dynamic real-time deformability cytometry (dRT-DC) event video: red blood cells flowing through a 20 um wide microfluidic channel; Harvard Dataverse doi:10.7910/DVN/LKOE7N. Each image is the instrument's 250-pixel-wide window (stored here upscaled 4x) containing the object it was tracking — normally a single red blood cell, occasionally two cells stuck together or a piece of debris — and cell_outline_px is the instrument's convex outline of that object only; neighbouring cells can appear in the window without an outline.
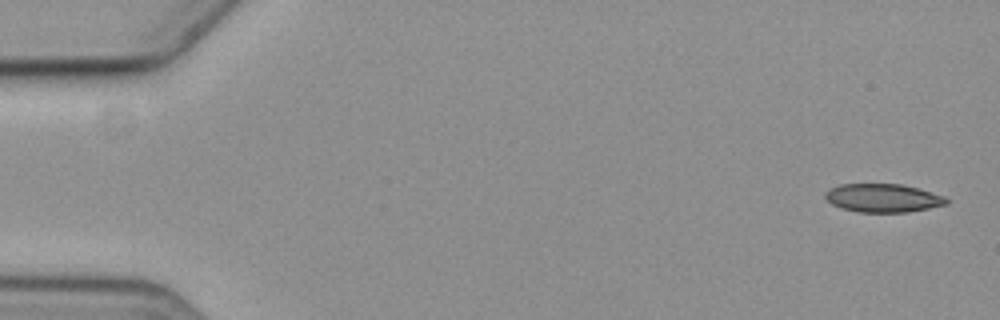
{"species": "common noctule bat (a hibernating species)", "species_latin": "Nyctalus noctula", "temperature_condition": "cold", "stored_images_in_passage": 6, "camera_frame_rate_fps": 3000, "um_per_image_px": 0.085, "animal": {"sex": "female", "body_mass_g": 19.3, "forearm_length_mm": 54.1}, "frame": {"image": 1, "passage_image": 1, "time_ms": 0.0, "image_size_px": [1000, 320], "cell_outline_px": [[948, 204], [928, 208], [904, 212], [860, 212], [844, 208], [832, 204], [824, 196], [824, 192], [840, 184], [904, 184], [944, 196], [948, 200]], "centroid_in_image_um": [75.06, 16.82], "position_along_channel_um": 9.9, "area_um2": 19.83}}
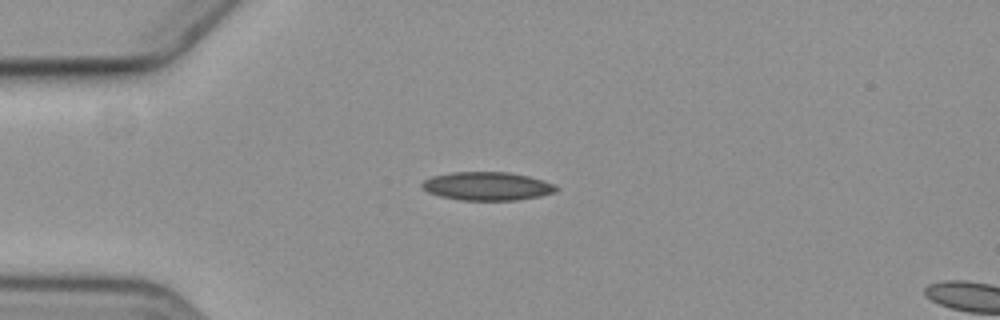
{"frame": {"image": 2, "passage_image": 5, "time_ms": 4.333, "image_size_px": [1000, 320], "cell_outline_px": [[560, 188], [556, 192], [540, 196], [516, 200], [460, 200], [440, 196], [428, 192], [420, 184], [424, 180], [432, 176], [452, 172], [508, 172], [528, 176], [552, 184]], "centroid_in_image_um": [41.4, 15.82], "position_along_channel_um": 43.6, "area_um2": 22.08}}